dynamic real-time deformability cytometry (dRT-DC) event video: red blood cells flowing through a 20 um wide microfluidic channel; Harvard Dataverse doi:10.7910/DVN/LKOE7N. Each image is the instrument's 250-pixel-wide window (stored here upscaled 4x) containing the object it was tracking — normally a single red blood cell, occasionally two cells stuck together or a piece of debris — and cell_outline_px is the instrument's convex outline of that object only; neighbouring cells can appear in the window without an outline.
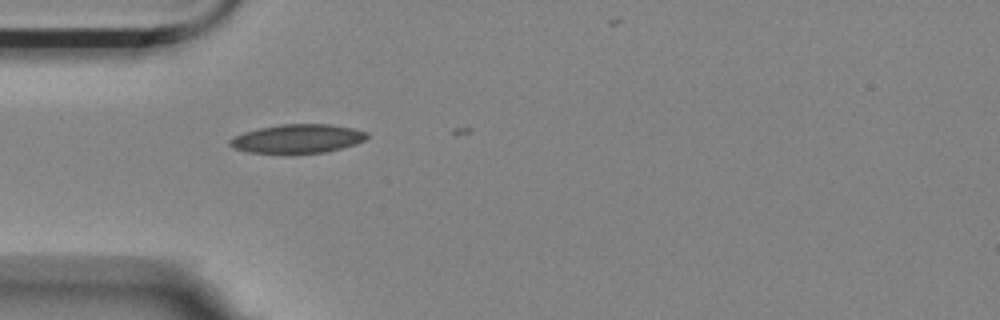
{"species": "Egyptian fruit bat (a non-hibernating species)", "species_latin": "Rousettus aegyptiacus", "temperature_condition": "room temperature", "stored_images_in_passage": 2, "camera_frame_rate_fps": 3000, "um_per_image_px": 0.085, "animal": {"sex": "female"}, "frame": {"image": 1, "passage_image": 1, "time_ms": 0.0, "image_size_px": [1000, 320], "cell_outline_px": [[368, 136], [364, 140], [356, 144], [324, 152], [288, 156], [248, 152], [236, 148], [228, 144], [228, 140], [244, 132], [260, 128], [280, 124], [332, 124], [352, 128], [368, 132]], "centroid_in_image_um": [25.28, 11.82], "position_along_channel_um": 59.7, "area_um2": 23.64}}